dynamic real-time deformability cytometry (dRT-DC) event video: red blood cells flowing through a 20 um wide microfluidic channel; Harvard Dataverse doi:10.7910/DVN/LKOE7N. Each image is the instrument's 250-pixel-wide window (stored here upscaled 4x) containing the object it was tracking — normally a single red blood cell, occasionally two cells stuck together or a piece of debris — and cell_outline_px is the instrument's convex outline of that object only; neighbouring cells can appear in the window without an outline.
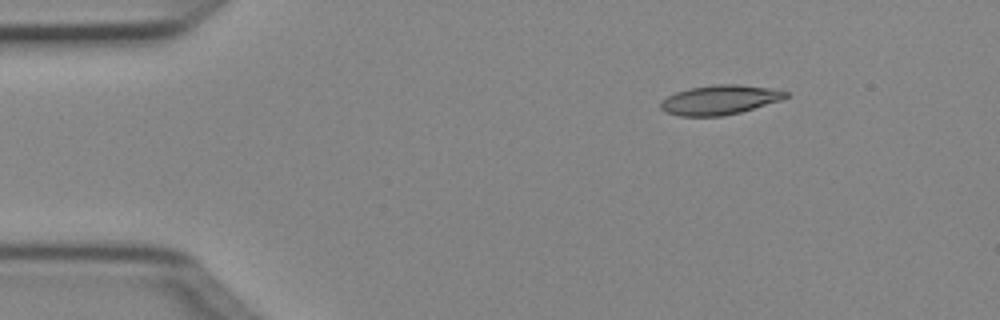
{"species": "Egyptian fruit bat (a non-hibernating species)", "species_latin": "Rousettus aegyptiacus", "temperature_condition": "cold", "stored_images_in_passage": 2, "camera_frame_rate_fps": 3000, "um_per_image_px": 0.085, "animal": {"sex": "female"}, "frame": {"image": 1, "passage_image": 1, "time_ms": 0.0, "image_size_px": [1000, 320], "cell_outline_px": [[788, 96], [780, 100], [740, 112], [720, 116], [680, 116], [664, 112], [660, 108], [660, 104], [668, 96], [676, 92], [688, 88], [712, 84], [736, 84], [768, 88], [788, 92]], "centroid_in_image_um": [61.13, 8.48], "position_along_channel_um": 23.9, "area_um2": 21.27}}
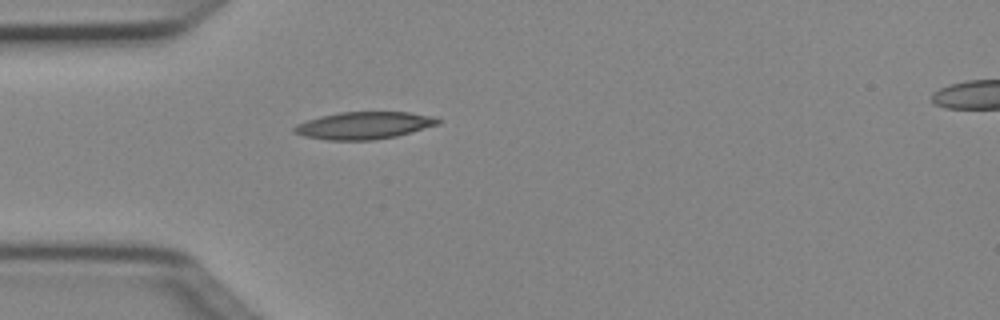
{"frame": {"image": 2, "passage_image": 2, "time_ms": 0.333, "image_size_px": [1000, 320], "cell_outline_px": [[440, 124], [396, 136], [372, 140], [328, 140], [304, 136], [292, 132], [292, 128], [296, 124], [320, 116], [340, 112], [408, 112], [432, 116], [440, 120]], "centroid_in_image_um": [30.91, 10.66], "position_along_channel_um": 54.1, "area_um2": 22.77}}